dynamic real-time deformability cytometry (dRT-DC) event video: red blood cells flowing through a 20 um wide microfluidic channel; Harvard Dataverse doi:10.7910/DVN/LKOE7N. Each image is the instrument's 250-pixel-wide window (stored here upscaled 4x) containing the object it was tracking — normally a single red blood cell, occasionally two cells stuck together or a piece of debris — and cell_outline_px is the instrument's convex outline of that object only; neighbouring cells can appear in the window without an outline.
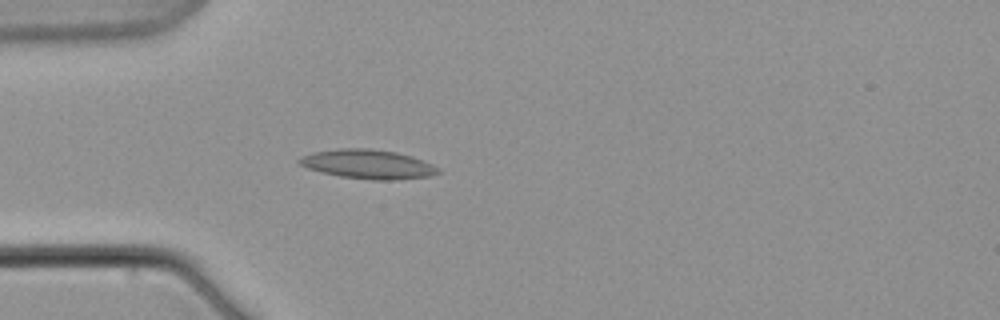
{"species": "common noctule bat (a hibernating species)", "species_latin": "Nyctalus noctula", "temperature_condition": "warm", "stored_images_in_passage": 6, "camera_frame_rate_fps": 3000, "um_per_image_px": 0.085, "animal": {"sex": "male", "body_mass_g": 21.5, "forearm_length_mm": 52.0}, "frame": {"image": 1, "passage_image": 6, "time_ms": 7.0, "image_size_px": [1000, 320], "cell_outline_px": [[440, 172], [432, 176], [396, 180], [372, 180], [340, 176], [320, 172], [308, 168], [300, 164], [296, 160], [312, 152], [340, 148], [368, 148], [396, 152], [412, 156], [432, 164], [440, 168]], "centroid_in_image_um": [31.3, 13.96], "position_along_channel_um": 53.7, "area_um2": 23.7}}